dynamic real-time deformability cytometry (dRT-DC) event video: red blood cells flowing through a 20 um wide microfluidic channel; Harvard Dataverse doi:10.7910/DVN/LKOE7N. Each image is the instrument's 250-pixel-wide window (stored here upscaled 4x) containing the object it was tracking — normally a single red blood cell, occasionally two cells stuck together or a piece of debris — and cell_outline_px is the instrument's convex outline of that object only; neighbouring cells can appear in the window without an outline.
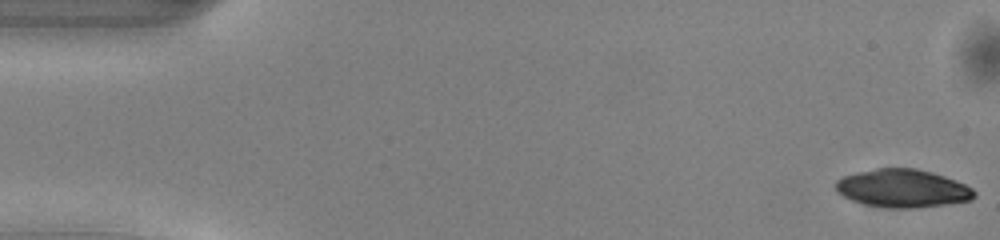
{"species": "common noctule bat (a hibernating species)", "species_latin": "Nyctalus noctula", "temperature_condition": "warm", "stored_images_in_passage": 49, "camera_frame_rate_fps": 3000, "um_per_image_px": 0.085, "animal": {"sex": "male", "body_mass_g": 13.0, "forearm_length_mm": 53.1}, "frame": {"image": 1, "passage_image": 1, "time_ms": 0.0, "image_size_px": [1000, 240], "cell_outline_px": [[976, 196], [972, 200], [920, 208], [884, 208], [864, 204], [852, 200], [836, 192], [836, 180], [844, 176], [856, 172], [876, 168], [916, 168], [932, 172], [956, 180], [972, 188], [976, 192]], "centroid_in_image_um": [76.73, 16.02], "position_along_channel_um": 8.3, "area_um2": 30.98}}